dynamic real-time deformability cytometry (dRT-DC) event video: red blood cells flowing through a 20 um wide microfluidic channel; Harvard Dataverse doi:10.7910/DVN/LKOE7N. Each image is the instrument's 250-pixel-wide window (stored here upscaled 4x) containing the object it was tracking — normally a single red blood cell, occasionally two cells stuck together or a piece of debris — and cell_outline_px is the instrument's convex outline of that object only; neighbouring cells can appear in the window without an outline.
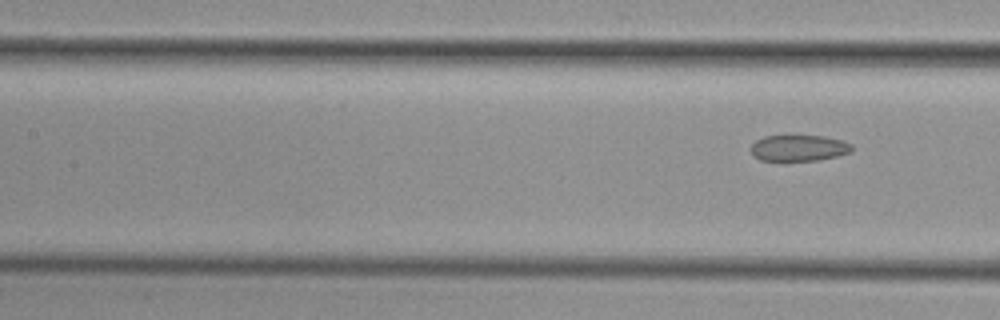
{"species": "common noctule bat (a hibernating species)", "species_latin": "Nyctalus noctula", "temperature_condition": "cold", "stored_images_in_passage": 7, "segment_of_instrument_passage": [2, 2], "camera_frame_rate_fps": 3000, "um_per_image_px": 0.085, "animal": {"sex": "female", "body_mass_g": 29.2, "forearm_length_mm": 56.3}, "frame": {"image": 1, "passage_image": 7, "time_ms": 8.667, "image_size_px": [1000, 320], "cell_outline_px": [[852, 152], [820, 160], [760, 160], [752, 156], [748, 148], [756, 140], [764, 136], [824, 136], [840, 140], [852, 144]], "centroid_in_image_um": [67.85, 12.58], "position_along_channel_um": 139.5, "area_um2": 15.43}}